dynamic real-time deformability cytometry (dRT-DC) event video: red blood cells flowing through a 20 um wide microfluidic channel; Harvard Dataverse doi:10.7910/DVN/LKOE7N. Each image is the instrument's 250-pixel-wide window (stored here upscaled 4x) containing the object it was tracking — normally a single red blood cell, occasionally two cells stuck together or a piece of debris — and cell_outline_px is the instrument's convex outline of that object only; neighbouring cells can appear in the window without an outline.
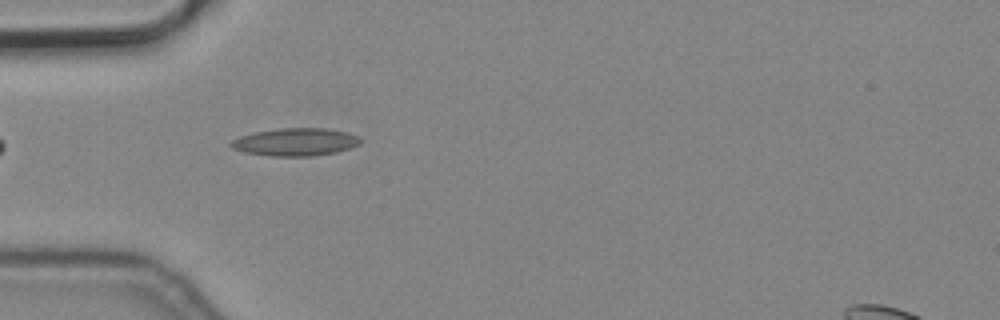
{"species": "common noctule bat (a hibernating species)", "species_latin": "Nyctalus noctula", "temperature_condition": "cold", "stored_images_in_passage": 6, "camera_frame_rate_fps": 3000, "um_per_image_px": 0.085, "animal": {"sex": "male", "body_mass_g": 19.2, "forearm_length_mm": 51.8}, "frame": {"image": 1, "passage_image": 4, "time_ms": 1.0, "image_size_px": [1000, 320], "cell_outline_px": [[360, 144], [336, 152], [312, 156], [268, 156], [244, 152], [232, 148], [228, 144], [232, 140], [240, 136], [256, 132], [280, 128], [324, 128], [348, 132], [360, 136]], "centroid_in_image_um": [25.1, 12.07], "position_along_channel_um": 59.9, "area_um2": 20.92}}
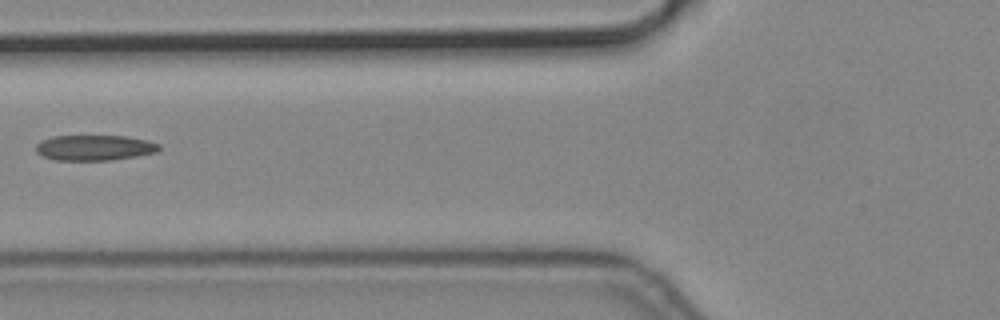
{"frame": {"image": 2, "passage_image": 5, "time_ms": 1.333, "image_size_px": [1000, 320], "cell_outline_px": [[160, 148], [156, 152], [136, 156], [112, 160], [52, 160], [40, 156], [36, 152], [36, 144], [40, 140], [52, 136], [124, 136], [148, 140], [160, 144]], "centroid_in_image_um": [7.99, 12.56], "position_along_channel_um": 117.8, "area_um2": 18.44}}
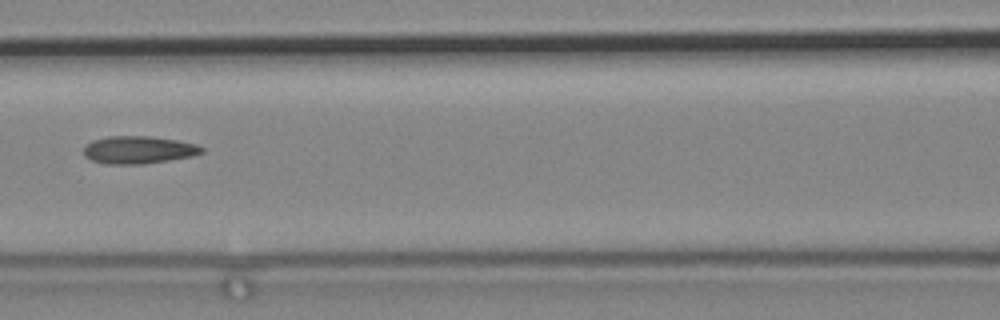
{"frame": {"image": 3, "passage_image": 6, "time_ms": 1.667, "image_size_px": [1000, 320], "cell_outline_px": [[204, 152], [192, 156], [144, 164], [104, 164], [92, 160], [84, 156], [84, 144], [92, 140], [108, 136], [148, 136], [176, 140], [196, 144], [204, 148]], "centroid_in_image_um": [11.74, 12.74], "position_along_channel_um": 154.9, "area_um2": 19.07}}